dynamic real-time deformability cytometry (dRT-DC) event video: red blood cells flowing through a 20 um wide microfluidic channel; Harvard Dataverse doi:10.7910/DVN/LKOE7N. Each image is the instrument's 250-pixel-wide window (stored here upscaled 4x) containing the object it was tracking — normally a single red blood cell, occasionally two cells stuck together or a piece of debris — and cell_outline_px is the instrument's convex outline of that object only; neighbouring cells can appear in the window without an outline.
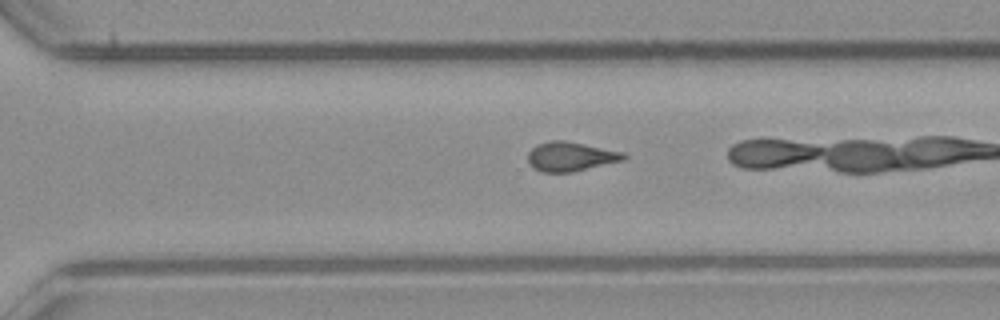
{"species": "common noctule bat (a hibernating species)", "species_latin": "Nyctalus noctula", "temperature_condition": "room temperature", "stored_images_in_passage": 29, "camera_frame_rate_fps": 3000, "um_per_image_px": 0.085, "animal": {"sex": "male", "body_mass_g": 23.1, "forearm_length_mm": 52.7}, "frame": {"image": 1, "passage_image": 25, "time_ms": 8.0, "image_size_px": [1000, 320], "cell_outline_px": [[628, 156], [624, 160], [572, 172], [540, 172], [532, 168], [528, 160], [528, 152], [536, 144], [552, 140], [564, 140], [624, 152]], "centroid_in_image_um": [48.48, 13.3], "position_along_channel_um": 322.1, "area_um2": 16.42}}